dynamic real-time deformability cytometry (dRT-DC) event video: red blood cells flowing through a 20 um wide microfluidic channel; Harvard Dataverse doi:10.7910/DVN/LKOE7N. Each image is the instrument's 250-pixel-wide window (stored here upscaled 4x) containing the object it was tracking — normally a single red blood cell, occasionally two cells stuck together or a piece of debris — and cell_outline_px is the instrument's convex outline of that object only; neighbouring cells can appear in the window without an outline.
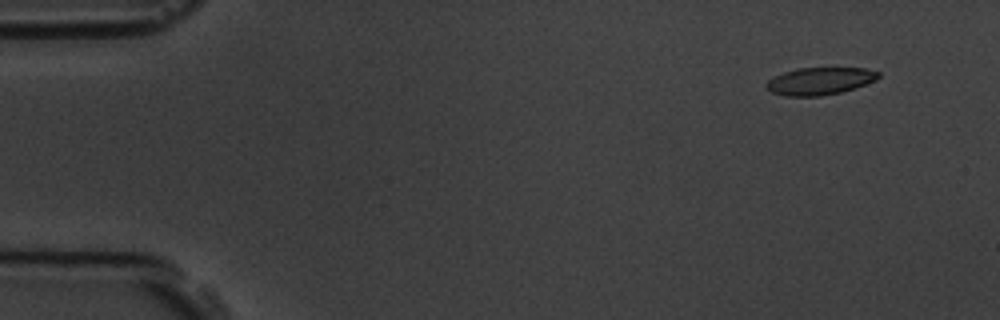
{"species": "common noctule bat (a hibernating species)", "species_latin": "Nyctalus noctula", "temperature_condition": "room temperature", "stored_images_in_passage": 6, "camera_frame_rate_fps": 3000, "um_per_image_px": 0.085, "animal": {"sex": "male", "body_mass_g": 19.5, "forearm_length_mm": 54.6}, "frame": {"image": 1, "passage_image": 2, "time_ms": 1.333, "image_size_px": [1000, 320], "cell_outline_px": [[880, 76], [876, 80], [856, 88], [840, 92], [820, 96], [784, 96], [772, 92], [764, 84], [768, 80], [784, 72], [796, 68], [864, 68], [880, 72]], "centroid_in_image_um": [69.7, 6.89], "position_along_channel_um": 15.3, "area_um2": 17.86}}
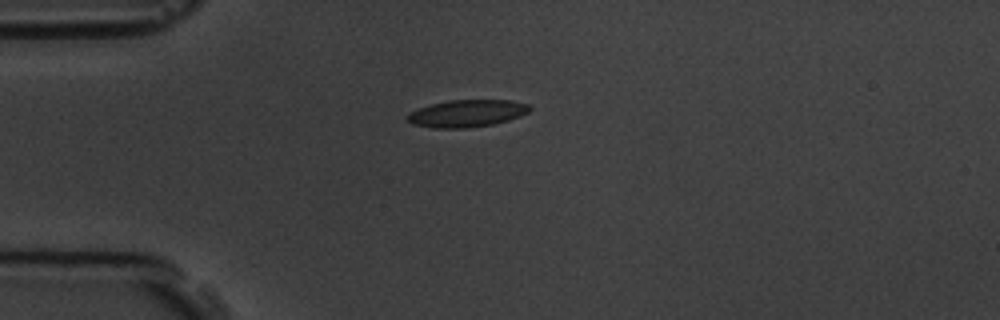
{"frame": {"image": 2, "passage_image": 5, "time_ms": 4.667, "image_size_px": [1000, 320], "cell_outline_px": [[532, 108], [528, 112], [520, 116], [508, 120], [492, 124], [464, 128], [432, 128], [412, 124], [404, 120], [404, 116], [408, 112], [432, 104], [448, 100], [512, 100], [528, 104]], "centroid_in_image_um": [39.63, 9.64], "position_along_channel_um": 45.4, "area_um2": 19.54}}